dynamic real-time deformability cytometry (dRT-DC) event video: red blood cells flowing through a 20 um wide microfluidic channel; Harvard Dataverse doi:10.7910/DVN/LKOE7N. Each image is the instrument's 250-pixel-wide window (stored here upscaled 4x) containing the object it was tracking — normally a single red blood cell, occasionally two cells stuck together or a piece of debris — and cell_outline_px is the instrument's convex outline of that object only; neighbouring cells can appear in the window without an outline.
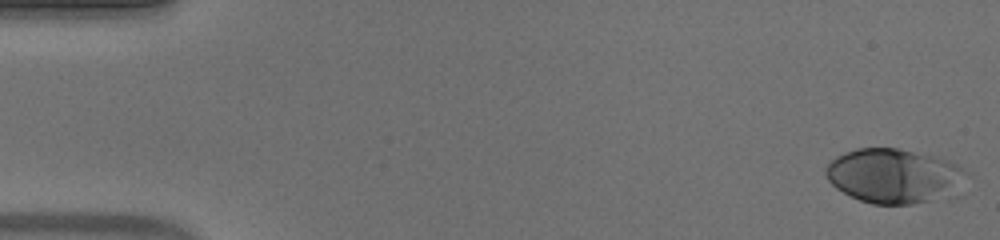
{"species": "human", "species_latin": "Homo sapiens", "temperature_condition": "warm", "stored_images_in_passage": 52, "camera_frame_rate_fps": 3000, "um_per_image_px": 0.085, "donor": {"sex": "male"}, "frame": {"image": 1, "passage_image": 1, "time_ms": 0.0, "image_size_px": [1000, 240], "cell_outline_px": [[972, 176], [948, 196], [932, 200], [912, 204], [872, 204], [860, 200], [836, 188], [828, 180], [824, 172], [824, 168], [836, 156], [844, 152], [856, 148], [900, 148], [936, 156], [956, 164], [972, 172]], "centroid_in_image_um": [76.03, 14.94], "position_along_channel_um": 9.0, "area_um2": 45.08}}
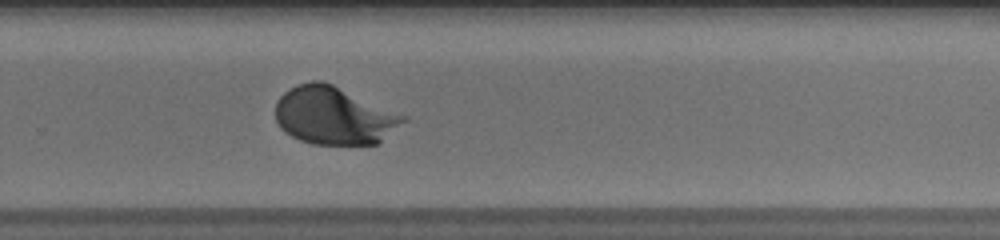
{"frame": {"image": 2, "passage_image": 35, "time_ms": 11.333, "image_size_px": [1000, 240], "cell_outline_px": [[408, 120], [376, 144], [312, 144], [300, 140], [284, 132], [280, 128], [276, 120], [276, 100], [284, 92], [296, 84], [312, 80], [320, 80], [332, 84], [408, 116]], "centroid_in_image_um": [28.38, 9.82], "position_along_channel_um": 301.4, "area_um2": 43.18}}
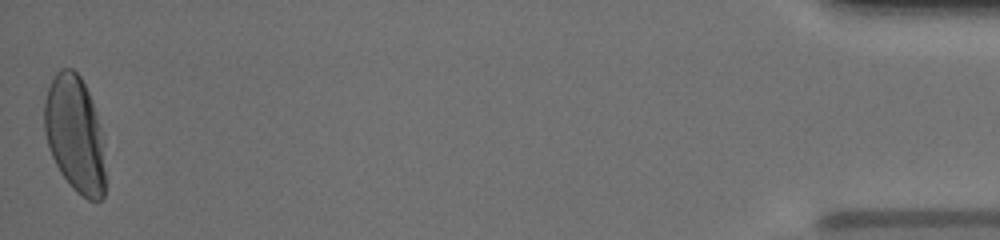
{"frame": {"image": 3, "passage_image": 52, "time_ms": 17.0, "image_size_px": [1000, 240], "cell_outline_px": [[104, 196], [100, 200], [88, 200], [76, 192], [72, 188], [60, 172], [52, 156], [44, 132], [44, 100], [52, 76], [60, 68], [72, 68], [80, 76], [92, 100], [96, 112], [100, 128], [104, 172]], "centroid_in_image_um": [6.33, 11.38], "position_along_channel_um": 428.9, "area_um2": 41.15}, "authors_computed_cell_mechanics": {"area_um2": 41.7027, "velocity_mm_per_s": 3.8829, "shape_relaxation_time_tau1_ms": 3.2236, "shape_relaxation_time_tau2_ms": null, "deformation_change_tau1": 0.1807, "deformation_change_tau2": null}}